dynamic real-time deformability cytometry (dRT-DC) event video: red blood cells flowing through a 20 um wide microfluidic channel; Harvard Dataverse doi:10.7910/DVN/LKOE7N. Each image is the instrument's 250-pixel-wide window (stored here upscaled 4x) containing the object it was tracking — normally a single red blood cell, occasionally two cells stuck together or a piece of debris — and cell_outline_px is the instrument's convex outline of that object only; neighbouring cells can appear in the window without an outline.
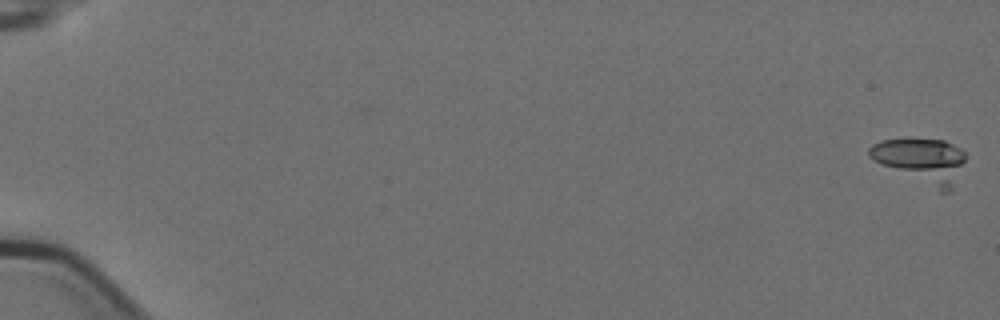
{"species": "Egyptian fruit bat (a non-hibernating species)", "species_latin": "Rousettus aegyptiacus", "temperature_condition": "cold", "stored_images_in_passage": 3, "segment_of_instrument_passage": [2, 2], "camera_frame_rate_fps": 3000, "um_per_image_px": 0.085, "animal": {"sex": "female"}, "frame": {"image": 1, "passage_image": 3, "time_ms": 0.667, "image_size_px": [1000, 320], "cell_outline_px": [[964, 160], [952, 188], [948, 192], [940, 192], [880, 164], [868, 156], [868, 148], [872, 144], [880, 140], [944, 140], [960, 148], [964, 152]], "centroid_in_image_um": [78.3, 13.66], "position_along_channel_um": 6.7, "area_um2": 24.57}}